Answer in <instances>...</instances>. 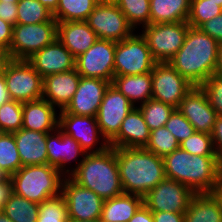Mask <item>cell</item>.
I'll return each mask as SVG.
<instances>
[{
	"label": "cell",
	"instance_id": "50",
	"mask_svg": "<svg viewBox=\"0 0 222 222\" xmlns=\"http://www.w3.org/2000/svg\"><path fill=\"white\" fill-rule=\"evenodd\" d=\"M11 100L7 86H6V81L5 78L2 75H0V106L3 105L4 103H7Z\"/></svg>",
	"mask_w": 222,
	"mask_h": 222
},
{
	"label": "cell",
	"instance_id": "56",
	"mask_svg": "<svg viewBox=\"0 0 222 222\" xmlns=\"http://www.w3.org/2000/svg\"><path fill=\"white\" fill-rule=\"evenodd\" d=\"M0 222H13L10 218L3 212L0 211Z\"/></svg>",
	"mask_w": 222,
	"mask_h": 222
},
{
	"label": "cell",
	"instance_id": "42",
	"mask_svg": "<svg viewBox=\"0 0 222 222\" xmlns=\"http://www.w3.org/2000/svg\"><path fill=\"white\" fill-rule=\"evenodd\" d=\"M207 94L210 105L222 116V77L212 74L201 86Z\"/></svg>",
	"mask_w": 222,
	"mask_h": 222
},
{
	"label": "cell",
	"instance_id": "32",
	"mask_svg": "<svg viewBox=\"0 0 222 222\" xmlns=\"http://www.w3.org/2000/svg\"><path fill=\"white\" fill-rule=\"evenodd\" d=\"M137 107L140 109L150 131L165 126L169 116L175 109L172 105L154 99H149Z\"/></svg>",
	"mask_w": 222,
	"mask_h": 222
},
{
	"label": "cell",
	"instance_id": "27",
	"mask_svg": "<svg viewBox=\"0 0 222 222\" xmlns=\"http://www.w3.org/2000/svg\"><path fill=\"white\" fill-rule=\"evenodd\" d=\"M114 85L135 107L152 99L151 72L137 75L114 76Z\"/></svg>",
	"mask_w": 222,
	"mask_h": 222
},
{
	"label": "cell",
	"instance_id": "4",
	"mask_svg": "<svg viewBox=\"0 0 222 222\" xmlns=\"http://www.w3.org/2000/svg\"><path fill=\"white\" fill-rule=\"evenodd\" d=\"M69 177L80 186L92 190L103 200L123 193L115 148L112 147L101 153L86 154Z\"/></svg>",
	"mask_w": 222,
	"mask_h": 222
},
{
	"label": "cell",
	"instance_id": "46",
	"mask_svg": "<svg viewBox=\"0 0 222 222\" xmlns=\"http://www.w3.org/2000/svg\"><path fill=\"white\" fill-rule=\"evenodd\" d=\"M13 25L0 18V48L9 51L12 42Z\"/></svg>",
	"mask_w": 222,
	"mask_h": 222
},
{
	"label": "cell",
	"instance_id": "36",
	"mask_svg": "<svg viewBox=\"0 0 222 222\" xmlns=\"http://www.w3.org/2000/svg\"><path fill=\"white\" fill-rule=\"evenodd\" d=\"M144 148L163 158L180 148V144L176 137L165 126H162L150 131L148 143Z\"/></svg>",
	"mask_w": 222,
	"mask_h": 222
},
{
	"label": "cell",
	"instance_id": "3",
	"mask_svg": "<svg viewBox=\"0 0 222 222\" xmlns=\"http://www.w3.org/2000/svg\"><path fill=\"white\" fill-rule=\"evenodd\" d=\"M115 153L124 193L144 197L166 178L162 157L144 147L115 148Z\"/></svg>",
	"mask_w": 222,
	"mask_h": 222
},
{
	"label": "cell",
	"instance_id": "29",
	"mask_svg": "<svg viewBox=\"0 0 222 222\" xmlns=\"http://www.w3.org/2000/svg\"><path fill=\"white\" fill-rule=\"evenodd\" d=\"M191 0H150V24L187 22Z\"/></svg>",
	"mask_w": 222,
	"mask_h": 222
},
{
	"label": "cell",
	"instance_id": "39",
	"mask_svg": "<svg viewBox=\"0 0 222 222\" xmlns=\"http://www.w3.org/2000/svg\"><path fill=\"white\" fill-rule=\"evenodd\" d=\"M222 13V7L209 0H191L187 22L190 26L199 28L203 23Z\"/></svg>",
	"mask_w": 222,
	"mask_h": 222
},
{
	"label": "cell",
	"instance_id": "52",
	"mask_svg": "<svg viewBox=\"0 0 222 222\" xmlns=\"http://www.w3.org/2000/svg\"><path fill=\"white\" fill-rule=\"evenodd\" d=\"M214 74L222 77V45L219 46L218 56H217V65H216Z\"/></svg>",
	"mask_w": 222,
	"mask_h": 222
},
{
	"label": "cell",
	"instance_id": "16",
	"mask_svg": "<svg viewBox=\"0 0 222 222\" xmlns=\"http://www.w3.org/2000/svg\"><path fill=\"white\" fill-rule=\"evenodd\" d=\"M61 194L64 196L69 220L100 219L104 200L92 190L65 176Z\"/></svg>",
	"mask_w": 222,
	"mask_h": 222
},
{
	"label": "cell",
	"instance_id": "26",
	"mask_svg": "<svg viewBox=\"0 0 222 222\" xmlns=\"http://www.w3.org/2000/svg\"><path fill=\"white\" fill-rule=\"evenodd\" d=\"M143 204L144 197L123 192L117 197L104 200L100 221L129 222Z\"/></svg>",
	"mask_w": 222,
	"mask_h": 222
},
{
	"label": "cell",
	"instance_id": "33",
	"mask_svg": "<svg viewBox=\"0 0 222 222\" xmlns=\"http://www.w3.org/2000/svg\"><path fill=\"white\" fill-rule=\"evenodd\" d=\"M117 6L134 30L150 24V0H119Z\"/></svg>",
	"mask_w": 222,
	"mask_h": 222
},
{
	"label": "cell",
	"instance_id": "31",
	"mask_svg": "<svg viewBox=\"0 0 222 222\" xmlns=\"http://www.w3.org/2000/svg\"><path fill=\"white\" fill-rule=\"evenodd\" d=\"M3 212L13 222H36L39 215V204L13 192L4 206Z\"/></svg>",
	"mask_w": 222,
	"mask_h": 222
},
{
	"label": "cell",
	"instance_id": "44",
	"mask_svg": "<svg viewBox=\"0 0 222 222\" xmlns=\"http://www.w3.org/2000/svg\"><path fill=\"white\" fill-rule=\"evenodd\" d=\"M211 137L215 153L222 161V116H217L211 132Z\"/></svg>",
	"mask_w": 222,
	"mask_h": 222
},
{
	"label": "cell",
	"instance_id": "5",
	"mask_svg": "<svg viewBox=\"0 0 222 222\" xmlns=\"http://www.w3.org/2000/svg\"><path fill=\"white\" fill-rule=\"evenodd\" d=\"M10 178L15 194L40 204L61 194L65 177L57 168L41 164L22 166Z\"/></svg>",
	"mask_w": 222,
	"mask_h": 222
},
{
	"label": "cell",
	"instance_id": "14",
	"mask_svg": "<svg viewBox=\"0 0 222 222\" xmlns=\"http://www.w3.org/2000/svg\"><path fill=\"white\" fill-rule=\"evenodd\" d=\"M58 115V128L75 139L87 154L101 153L110 147L100 132L96 117L74 114ZM99 140H102L101 143Z\"/></svg>",
	"mask_w": 222,
	"mask_h": 222
},
{
	"label": "cell",
	"instance_id": "8",
	"mask_svg": "<svg viewBox=\"0 0 222 222\" xmlns=\"http://www.w3.org/2000/svg\"><path fill=\"white\" fill-rule=\"evenodd\" d=\"M190 24L188 22L146 25L142 36L146 39L157 63L169 62L184 44Z\"/></svg>",
	"mask_w": 222,
	"mask_h": 222
},
{
	"label": "cell",
	"instance_id": "25",
	"mask_svg": "<svg viewBox=\"0 0 222 222\" xmlns=\"http://www.w3.org/2000/svg\"><path fill=\"white\" fill-rule=\"evenodd\" d=\"M59 111L47 100H38L23 103L22 128L40 132H52L58 128Z\"/></svg>",
	"mask_w": 222,
	"mask_h": 222
},
{
	"label": "cell",
	"instance_id": "15",
	"mask_svg": "<svg viewBox=\"0 0 222 222\" xmlns=\"http://www.w3.org/2000/svg\"><path fill=\"white\" fill-rule=\"evenodd\" d=\"M135 106L112 84L106 89L96 120L109 143L119 132L122 121Z\"/></svg>",
	"mask_w": 222,
	"mask_h": 222
},
{
	"label": "cell",
	"instance_id": "18",
	"mask_svg": "<svg viewBox=\"0 0 222 222\" xmlns=\"http://www.w3.org/2000/svg\"><path fill=\"white\" fill-rule=\"evenodd\" d=\"M110 84V81L104 79L81 76L78 88L71 102L59 114L96 117L104 93Z\"/></svg>",
	"mask_w": 222,
	"mask_h": 222
},
{
	"label": "cell",
	"instance_id": "1",
	"mask_svg": "<svg viewBox=\"0 0 222 222\" xmlns=\"http://www.w3.org/2000/svg\"><path fill=\"white\" fill-rule=\"evenodd\" d=\"M162 159L165 176L195 194L213 193L222 182V161L217 156L190 155L178 148Z\"/></svg>",
	"mask_w": 222,
	"mask_h": 222
},
{
	"label": "cell",
	"instance_id": "60",
	"mask_svg": "<svg viewBox=\"0 0 222 222\" xmlns=\"http://www.w3.org/2000/svg\"><path fill=\"white\" fill-rule=\"evenodd\" d=\"M0 1L18 3L20 0H0Z\"/></svg>",
	"mask_w": 222,
	"mask_h": 222
},
{
	"label": "cell",
	"instance_id": "30",
	"mask_svg": "<svg viewBox=\"0 0 222 222\" xmlns=\"http://www.w3.org/2000/svg\"><path fill=\"white\" fill-rule=\"evenodd\" d=\"M97 4V0H59L52 16L57 22L87 21Z\"/></svg>",
	"mask_w": 222,
	"mask_h": 222
},
{
	"label": "cell",
	"instance_id": "45",
	"mask_svg": "<svg viewBox=\"0 0 222 222\" xmlns=\"http://www.w3.org/2000/svg\"><path fill=\"white\" fill-rule=\"evenodd\" d=\"M0 18L11 25H16L17 3L0 1Z\"/></svg>",
	"mask_w": 222,
	"mask_h": 222
},
{
	"label": "cell",
	"instance_id": "22",
	"mask_svg": "<svg viewBox=\"0 0 222 222\" xmlns=\"http://www.w3.org/2000/svg\"><path fill=\"white\" fill-rule=\"evenodd\" d=\"M150 130L138 107H134L122 121L118 134L109 142L112 148L145 147Z\"/></svg>",
	"mask_w": 222,
	"mask_h": 222
},
{
	"label": "cell",
	"instance_id": "59",
	"mask_svg": "<svg viewBox=\"0 0 222 222\" xmlns=\"http://www.w3.org/2000/svg\"><path fill=\"white\" fill-rule=\"evenodd\" d=\"M209 2L217 3V5L222 7V0H209Z\"/></svg>",
	"mask_w": 222,
	"mask_h": 222
},
{
	"label": "cell",
	"instance_id": "57",
	"mask_svg": "<svg viewBox=\"0 0 222 222\" xmlns=\"http://www.w3.org/2000/svg\"><path fill=\"white\" fill-rule=\"evenodd\" d=\"M101 4H117L119 0H97Z\"/></svg>",
	"mask_w": 222,
	"mask_h": 222
},
{
	"label": "cell",
	"instance_id": "47",
	"mask_svg": "<svg viewBox=\"0 0 222 222\" xmlns=\"http://www.w3.org/2000/svg\"><path fill=\"white\" fill-rule=\"evenodd\" d=\"M154 222H184V213L152 212Z\"/></svg>",
	"mask_w": 222,
	"mask_h": 222
},
{
	"label": "cell",
	"instance_id": "53",
	"mask_svg": "<svg viewBox=\"0 0 222 222\" xmlns=\"http://www.w3.org/2000/svg\"><path fill=\"white\" fill-rule=\"evenodd\" d=\"M38 1L53 13L58 6L59 0H38Z\"/></svg>",
	"mask_w": 222,
	"mask_h": 222
},
{
	"label": "cell",
	"instance_id": "11",
	"mask_svg": "<svg viewBox=\"0 0 222 222\" xmlns=\"http://www.w3.org/2000/svg\"><path fill=\"white\" fill-rule=\"evenodd\" d=\"M194 195L188 186L166 177L144 196V205L151 212L185 213Z\"/></svg>",
	"mask_w": 222,
	"mask_h": 222
},
{
	"label": "cell",
	"instance_id": "41",
	"mask_svg": "<svg viewBox=\"0 0 222 222\" xmlns=\"http://www.w3.org/2000/svg\"><path fill=\"white\" fill-rule=\"evenodd\" d=\"M165 127L176 137L179 144L195 132L192 124L177 108L169 116Z\"/></svg>",
	"mask_w": 222,
	"mask_h": 222
},
{
	"label": "cell",
	"instance_id": "23",
	"mask_svg": "<svg viewBox=\"0 0 222 222\" xmlns=\"http://www.w3.org/2000/svg\"><path fill=\"white\" fill-rule=\"evenodd\" d=\"M57 39L77 58L98 39L87 21L58 22Z\"/></svg>",
	"mask_w": 222,
	"mask_h": 222
},
{
	"label": "cell",
	"instance_id": "35",
	"mask_svg": "<svg viewBox=\"0 0 222 222\" xmlns=\"http://www.w3.org/2000/svg\"><path fill=\"white\" fill-rule=\"evenodd\" d=\"M21 167L13 133H0V168L11 177Z\"/></svg>",
	"mask_w": 222,
	"mask_h": 222
},
{
	"label": "cell",
	"instance_id": "34",
	"mask_svg": "<svg viewBox=\"0 0 222 222\" xmlns=\"http://www.w3.org/2000/svg\"><path fill=\"white\" fill-rule=\"evenodd\" d=\"M52 17V12L38 0H20L17 3L16 24H39Z\"/></svg>",
	"mask_w": 222,
	"mask_h": 222
},
{
	"label": "cell",
	"instance_id": "20",
	"mask_svg": "<svg viewBox=\"0 0 222 222\" xmlns=\"http://www.w3.org/2000/svg\"><path fill=\"white\" fill-rule=\"evenodd\" d=\"M75 60L76 58L58 39L27 59L42 78L73 70Z\"/></svg>",
	"mask_w": 222,
	"mask_h": 222
},
{
	"label": "cell",
	"instance_id": "6",
	"mask_svg": "<svg viewBox=\"0 0 222 222\" xmlns=\"http://www.w3.org/2000/svg\"><path fill=\"white\" fill-rule=\"evenodd\" d=\"M58 22L52 17L39 24L13 26L12 42L8 51L10 59L27 60L57 39Z\"/></svg>",
	"mask_w": 222,
	"mask_h": 222
},
{
	"label": "cell",
	"instance_id": "17",
	"mask_svg": "<svg viewBox=\"0 0 222 222\" xmlns=\"http://www.w3.org/2000/svg\"><path fill=\"white\" fill-rule=\"evenodd\" d=\"M46 148L48 164L57 168L66 177L79 166L87 154L75 139L63 133L59 128L47 134ZM80 156H82L81 160ZM76 159L79 162L77 165L75 164L73 170L67 168L66 164L71 163L72 160L76 161Z\"/></svg>",
	"mask_w": 222,
	"mask_h": 222
},
{
	"label": "cell",
	"instance_id": "24",
	"mask_svg": "<svg viewBox=\"0 0 222 222\" xmlns=\"http://www.w3.org/2000/svg\"><path fill=\"white\" fill-rule=\"evenodd\" d=\"M21 128L13 132L22 166L48 164L47 134Z\"/></svg>",
	"mask_w": 222,
	"mask_h": 222
},
{
	"label": "cell",
	"instance_id": "12",
	"mask_svg": "<svg viewBox=\"0 0 222 222\" xmlns=\"http://www.w3.org/2000/svg\"><path fill=\"white\" fill-rule=\"evenodd\" d=\"M152 99L178 108L185 95L194 87L169 62L156 63L151 71Z\"/></svg>",
	"mask_w": 222,
	"mask_h": 222
},
{
	"label": "cell",
	"instance_id": "51",
	"mask_svg": "<svg viewBox=\"0 0 222 222\" xmlns=\"http://www.w3.org/2000/svg\"><path fill=\"white\" fill-rule=\"evenodd\" d=\"M10 60L8 52L0 48V75L3 74L6 63Z\"/></svg>",
	"mask_w": 222,
	"mask_h": 222
},
{
	"label": "cell",
	"instance_id": "13",
	"mask_svg": "<svg viewBox=\"0 0 222 222\" xmlns=\"http://www.w3.org/2000/svg\"><path fill=\"white\" fill-rule=\"evenodd\" d=\"M87 23L98 39L115 42L123 41L136 31L117 4L98 3L89 15Z\"/></svg>",
	"mask_w": 222,
	"mask_h": 222
},
{
	"label": "cell",
	"instance_id": "40",
	"mask_svg": "<svg viewBox=\"0 0 222 222\" xmlns=\"http://www.w3.org/2000/svg\"><path fill=\"white\" fill-rule=\"evenodd\" d=\"M180 148L190 155L217 156L213 147L211 134L208 133L194 132L180 143Z\"/></svg>",
	"mask_w": 222,
	"mask_h": 222
},
{
	"label": "cell",
	"instance_id": "38",
	"mask_svg": "<svg viewBox=\"0 0 222 222\" xmlns=\"http://www.w3.org/2000/svg\"><path fill=\"white\" fill-rule=\"evenodd\" d=\"M23 103L10 100L0 106V133H13L22 128Z\"/></svg>",
	"mask_w": 222,
	"mask_h": 222
},
{
	"label": "cell",
	"instance_id": "58",
	"mask_svg": "<svg viewBox=\"0 0 222 222\" xmlns=\"http://www.w3.org/2000/svg\"><path fill=\"white\" fill-rule=\"evenodd\" d=\"M68 222H101L100 219L98 220H69Z\"/></svg>",
	"mask_w": 222,
	"mask_h": 222
},
{
	"label": "cell",
	"instance_id": "7",
	"mask_svg": "<svg viewBox=\"0 0 222 222\" xmlns=\"http://www.w3.org/2000/svg\"><path fill=\"white\" fill-rule=\"evenodd\" d=\"M156 63L142 34L133 33L123 41L116 42L115 76L145 74L151 72Z\"/></svg>",
	"mask_w": 222,
	"mask_h": 222
},
{
	"label": "cell",
	"instance_id": "55",
	"mask_svg": "<svg viewBox=\"0 0 222 222\" xmlns=\"http://www.w3.org/2000/svg\"><path fill=\"white\" fill-rule=\"evenodd\" d=\"M10 176L0 168V181H8Z\"/></svg>",
	"mask_w": 222,
	"mask_h": 222
},
{
	"label": "cell",
	"instance_id": "48",
	"mask_svg": "<svg viewBox=\"0 0 222 222\" xmlns=\"http://www.w3.org/2000/svg\"><path fill=\"white\" fill-rule=\"evenodd\" d=\"M12 193L13 184L11 178L8 181H0V211H3Z\"/></svg>",
	"mask_w": 222,
	"mask_h": 222
},
{
	"label": "cell",
	"instance_id": "49",
	"mask_svg": "<svg viewBox=\"0 0 222 222\" xmlns=\"http://www.w3.org/2000/svg\"><path fill=\"white\" fill-rule=\"evenodd\" d=\"M129 222H154L152 212L143 204Z\"/></svg>",
	"mask_w": 222,
	"mask_h": 222
},
{
	"label": "cell",
	"instance_id": "43",
	"mask_svg": "<svg viewBox=\"0 0 222 222\" xmlns=\"http://www.w3.org/2000/svg\"><path fill=\"white\" fill-rule=\"evenodd\" d=\"M199 28L222 45V13L203 23Z\"/></svg>",
	"mask_w": 222,
	"mask_h": 222
},
{
	"label": "cell",
	"instance_id": "2",
	"mask_svg": "<svg viewBox=\"0 0 222 222\" xmlns=\"http://www.w3.org/2000/svg\"><path fill=\"white\" fill-rule=\"evenodd\" d=\"M219 42L200 28L190 26L184 44L169 61L194 86H201L215 73Z\"/></svg>",
	"mask_w": 222,
	"mask_h": 222
},
{
	"label": "cell",
	"instance_id": "19",
	"mask_svg": "<svg viewBox=\"0 0 222 222\" xmlns=\"http://www.w3.org/2000/svg\"><path fill=\"white\" fill-rule=\"evenodd\" d=\"M177 109L192 124L195 132L211 134L218 115L200 86L191 88Z\"/></svg>",
	"mask_w": 222,
	"mask_h": 222
},
{
	"label": "cell",
	"instance_id": "28",
	"mask_svg": "<svg viewBox=\"0 0 222 222\" xmlns=\"http://www.w3.org/2000/svg\"><path fill=\"white\" fill-rule=\"evenodd\" d=\"M184 222H222V205L214 193L195 194L184 213Z\"/></svg>",
	"mask_w": 222,
	"mask_h": 222
},
{
	"label": "cell",
	"instance_id": "21",
	"mask_svg": "<svg viewBox=\"0 0 222 222\" xmlns=\"http://www.w3.org/2000/svg\"><path fill=\"white\" fill-rule=\"evenodd\" d=\"M80 74L74 68L71 71L55 73L43 78L42 98L52 106L64 110L71 102L80 82Z\"/></svg>",
	"mask_w": 222,
	"mask_h": 222
},
{
	"label": "cell",
	"instance_id": "9",
	"mask_svg": "<svg viewBox=\"0 0 222 222\" xmlns=\"http://www.w3.org/2000/svg\"><path fill=\"white\" fill-rule=\"evenodd\" d=\"M3 76L11 100L21 103L42 98V76L27 60L10 59Z\"/></svg>",
	"mask_w": 222,
	"mask_h": 222
},
{
	"label": "cell",
	"instance_id": "54",
	"mask_svg": "<svg viewBox=\"0 0 222 222\" xmlns=\"http://www.w3.org/2000/svg\"><path fill=\"white\" fill-rule=\"evenodd\" d=\"M213 193L217 196L222 205V182L219 184L218 188Z\"/></svg>",
	"mask_w": 222,
	"mask_h": 222
},
{
	"label": "cell",
	"instance_id": "10",
	"mask_svg": "<svg viewBox=\"0 0 222 222\" xmlns=\"http://www.w3.org/2000/svg\"><path fill=\"white\" fill-rule=\"evenodd\" d=\"M116 42L97 41L75 60V69L82 77L104 79L113 82Z\"/></svg>",
	"mask_w": 222,
	"mask_h": 222
},
{
	"label": "cell",
	"instance_id": "37",
	"mask_svg": "<svg viewBox=\"0 0 222 222\" xmlns=\"http://www.w3.org/2000/svg\"><path fill=\"white\" fill-rule=\"evenodd\" d=\"M68 211L62 194L51 197L39 204V215L36 222H68Z\"/></svg>",
	"mask_w": 222,
	"mask_h": 222
}]
</instances>
